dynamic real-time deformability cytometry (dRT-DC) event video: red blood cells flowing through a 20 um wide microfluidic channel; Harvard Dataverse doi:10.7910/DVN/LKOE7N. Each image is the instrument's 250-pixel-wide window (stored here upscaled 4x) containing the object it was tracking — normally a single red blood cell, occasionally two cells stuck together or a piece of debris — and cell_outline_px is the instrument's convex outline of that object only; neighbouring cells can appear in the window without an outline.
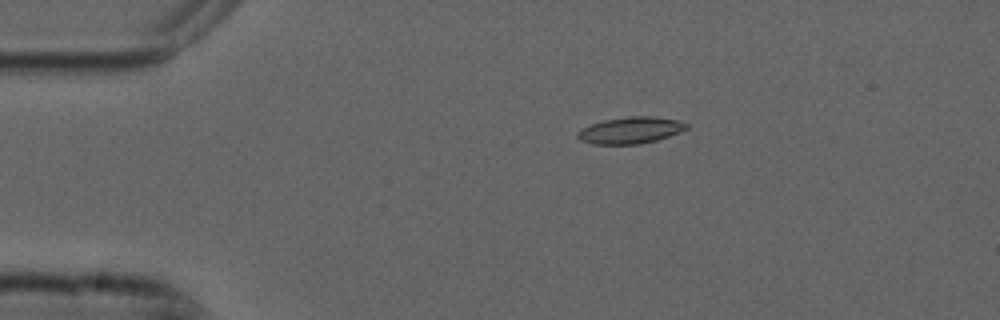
{"species": "common noctule bat (a hibernating species)", "species_latin": "Nyctalus noctula", "temperature_condition": "cold", "stored_images_in_passage": 3, "camera_frame_rate_fps": 3000, "um_per_image_px": 0.085, "animal": {"sex": "male", "forearm_length_mm": 52.5}, "frame": {"image": 1, "passage_image": 1, "time_ms": 0.0, "image_size_px": [1000, 320], "cell_outline_px": [[688, 128], [680, 132], [656, 140], [640, 144], [592, 144], [580, 140], [576, 136], [576, 132], [580, 128], [604, 120], [628, 116], [652, 116], [680, 120], [688, 124]], "centroid_in_image_um": [53.58, 11.07], "position_along_channel_um": 31.4, "area_um2": 16.99}}
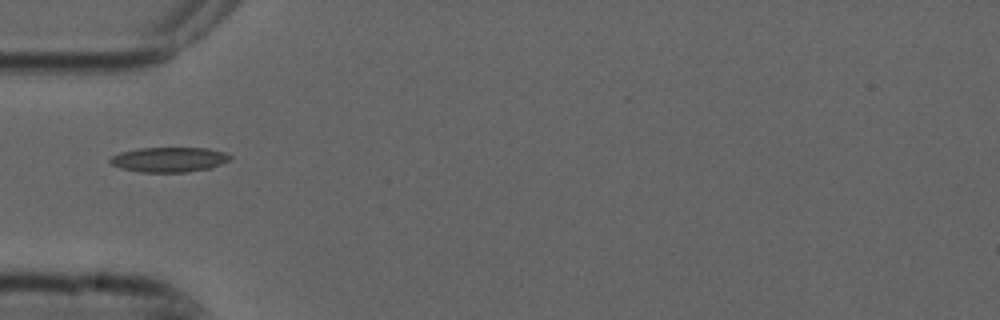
{"frame": {"image": 2, "passage_image": 3, "time_ms": 0.667, "image_size_px": [1000, 320], "cell_outline_px": [[232, 156], [228, 160], [212, 168], [188, 172], [140, 172], [124, 168], [112, 164], [108, 160], [112, 156], [120, 152], [140, 148], [208, 148], [224, 152]], "centroid_in_image_um": [14.39, 13.56], "position_along_channel_um": 70.6, "area_um2": 17.28}}